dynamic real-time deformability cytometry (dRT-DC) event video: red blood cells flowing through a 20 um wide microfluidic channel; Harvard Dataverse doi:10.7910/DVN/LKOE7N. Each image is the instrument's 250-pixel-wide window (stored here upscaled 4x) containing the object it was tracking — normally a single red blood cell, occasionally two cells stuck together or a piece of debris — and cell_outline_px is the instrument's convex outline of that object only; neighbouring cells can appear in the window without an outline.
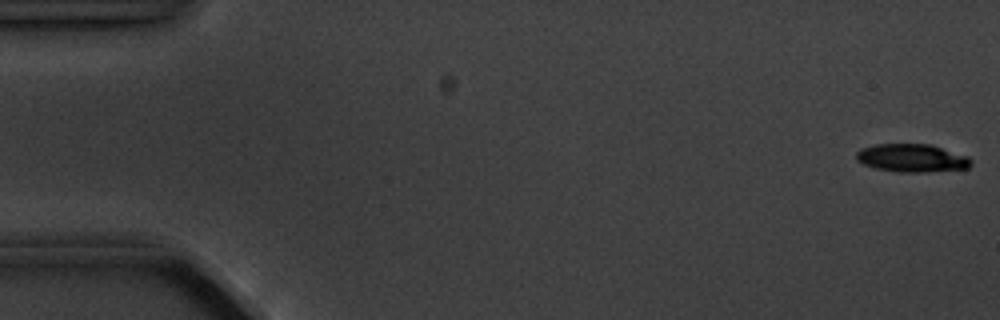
{"species": "common noctule bat (a hibernating species)", "species_latin": "Nyctalus noctula", "temperature_condition": "cold", "stored_images_in_passage": 5, "camera_frame_rate_fps": 3000, "um_per_image_px": 0.085, "animal": {"sex": "male", "body_mass_g": 20.1, "forearm_length_mm": 53.5}, "frame": {"image": 1, "passage_image": 1, "time_ms": 0.0, "image_size_px": [1000, 320], "cell_outline_px": [[972, 164], [968, 168], [924, 172], [900, 172], [876, 168], [864, 164], [856, 160], [856, 152], [860, 148], [876, 144], [932, 144], [968, 156], [972, 160]], "centroid_in_image_um": [77.52, 13.42], "position_along_channel_um": 7.5, "area_um2": 18.84}}